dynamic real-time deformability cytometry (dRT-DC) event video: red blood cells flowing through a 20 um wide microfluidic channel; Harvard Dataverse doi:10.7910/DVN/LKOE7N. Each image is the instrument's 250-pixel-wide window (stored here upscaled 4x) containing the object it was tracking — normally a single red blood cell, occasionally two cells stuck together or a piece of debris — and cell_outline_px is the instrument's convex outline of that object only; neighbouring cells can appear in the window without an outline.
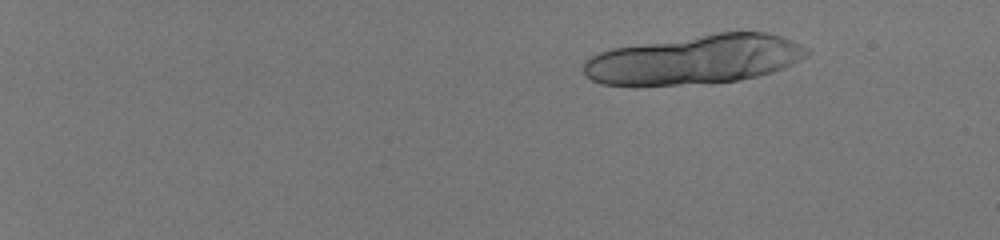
{"species": "human", "species_latin": "Homo sapiens", "temperature_condition": "room temperature", "stored_images_in_passage": 32, "segment_of_instrument_passage": [1, 2], "camera_frame_rate_fps": 3000, "um_per_image_px": 0.085, "donor": {"sex": "male"}, "frame": {"image": 1, "passage_image": 9, "time_ms": 2.667, "image_size_px": [1000, 240], "cell_outline_px": [[812, 52], [808, 56], [784, 68], [772, 72], [756, 76], [736, 80], [680, 84], [604, 84], [592, 80], [584, 72], [584, 60], [600, 52], [612, 48], [716, 32], [764, 32], [784, 36], [808, 48]], "centroid_in_image_um": [59.13, 5.03], "position_along_channel_um": 25.9, "area_um2": 63.41}}